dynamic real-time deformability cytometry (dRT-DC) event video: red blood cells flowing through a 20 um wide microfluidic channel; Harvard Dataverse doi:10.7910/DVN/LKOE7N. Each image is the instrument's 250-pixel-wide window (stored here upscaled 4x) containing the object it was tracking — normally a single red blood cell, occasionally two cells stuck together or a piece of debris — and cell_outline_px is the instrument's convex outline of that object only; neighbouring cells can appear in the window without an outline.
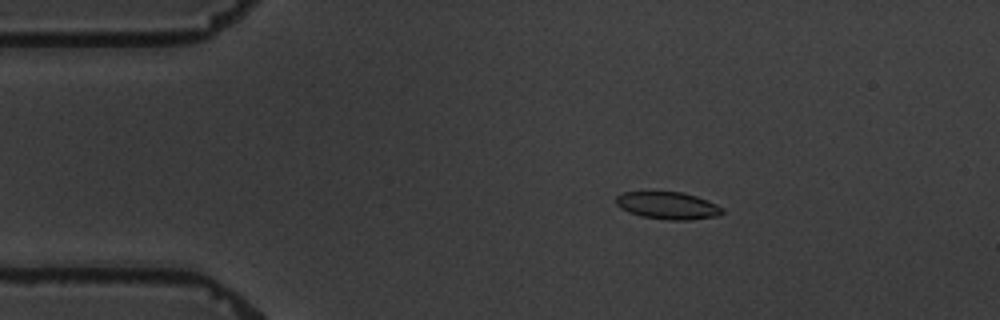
{"species": "common noctule bat (a hibernating species)", "species_latin": "Nyctalus noctula", "temperature_condition": "warm", "stored_images_in_passage": 6, "camera_frame_rate_fps": 3000, "um_per_image_px": 0.085, "animal": {"sex": "male", "body_mass_g": 19.5, "forearm_length_mm": 54.6}, "frame": {"image": 1, "passage_image": 3, "time_ms": 2.333, "image_size_px": [1000, 320], "cell_outline_px": [[724, 212], [720, 216], [688, 220], [668, 220], [640, 216], [628, 212], [620, 208], [616, 204], [616, 196], [624, 192], [684, 192], [708, 200], [724, 208]], "centroid_in_image_um": [56.79, 17.48], "position_along_channel_um": 28.2, "area_um2": 17.11}}
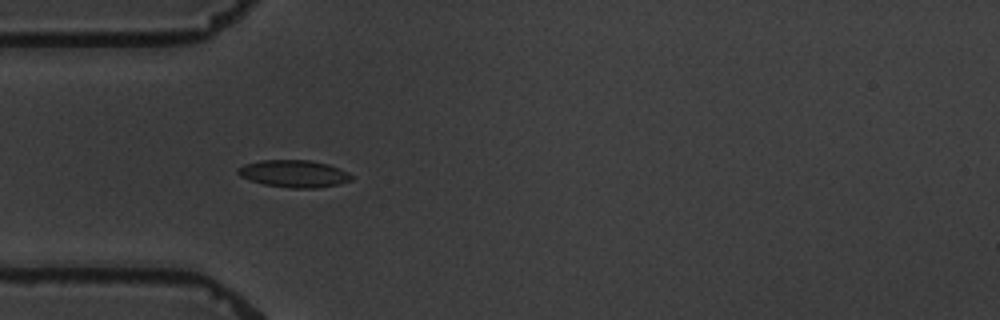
{"frame": {"image": 2, "passage_image": 5, "time_ms": 4.667, "image_size_px": [1000, 320], "cell_outline_px": [[352, 180], [340, 184], [316, 188], [288, 188], [264, 184], [240, 176], [236, 172], [236, 168], [244, 164], [260, 160], [308, 160], [328, 164], [340, 168], [348, 172], [352, 176]], "centroid_in_image_um": [24.99, 14.76], "position_along_channel_um": 60.0, "area_um2": 18.09}}
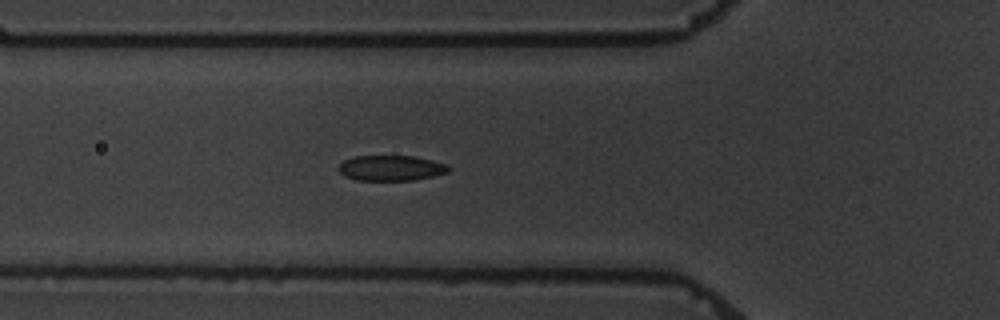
{"frame": {"image": 3, "passage_image": 6, "time_ms": 5.667, "image_size_px": [1000, 320], "cell_outline_px": [[452, 168], [448, 172], [416, 180], [356, 180], [344, 176], [336, 168], [344, 160], [356, 156], [412, 156], [432, 160], [448, 164]], "centroid_in_image_um": [33.24, 14.28], "position_along_channel_um": 92.6, "area_um2": 16.36}}